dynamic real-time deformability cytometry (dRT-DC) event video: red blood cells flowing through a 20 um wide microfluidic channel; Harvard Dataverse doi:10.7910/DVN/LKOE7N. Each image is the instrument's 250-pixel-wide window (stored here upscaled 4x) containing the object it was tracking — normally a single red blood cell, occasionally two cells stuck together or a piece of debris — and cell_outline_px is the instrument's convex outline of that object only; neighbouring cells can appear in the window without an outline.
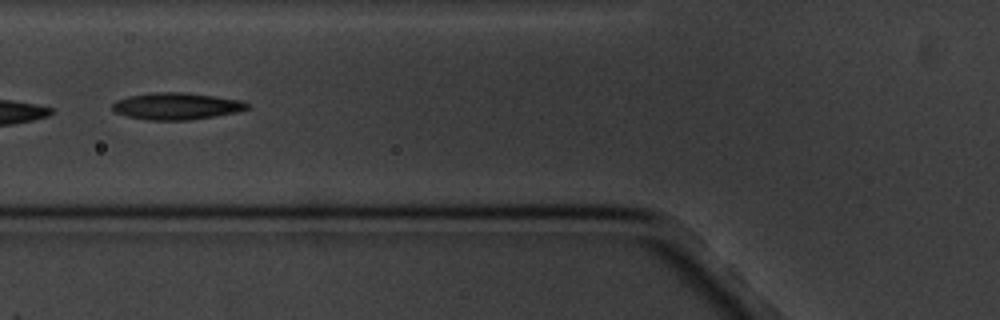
{"species": "common noctule bat (a hibernating species)", "species_latin": "Nyctalus noctula", "temperature_condition": "cold", "stored_images_in_passage": 12, "camera_frame_rate_fps": 3000, "um_per_image_px": 0.085, "animal": {"sex": "male", "body_mass_g": 20.1, "forearm_length_mm": 53.5}, "frame": {"image": 1, "passage_image": 3, "time_ms": 2.333, "image_size_px": [1000, 320], "cell_outline_px": [[248, 108], [236, 112], [188, 120], [148, 120], [128, 116], [116, 112], [112, 108], [112, 104], [116, 100], [128, 96], [152, 92], [184, 92], [244, 100], [248, 104]], "centroid_in_image_um": [14.99, 9.01], "position_along_channel_um": 110.8, "area_um2": 20.98}}
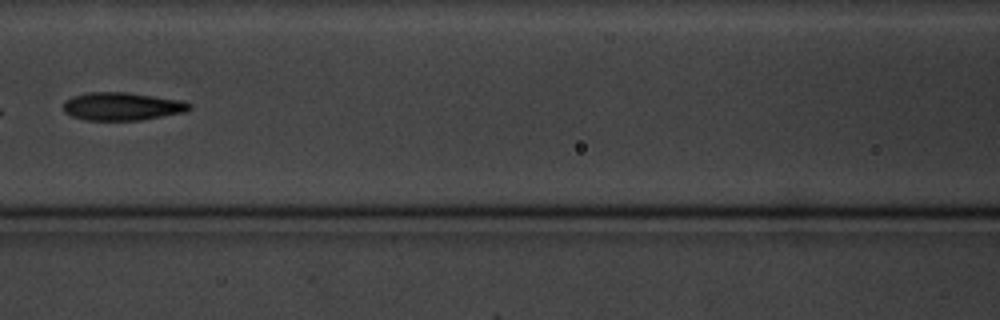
{"frame": {"image": 2, "passage_image": 4, "time_ms": 3.667, "image_size_px": [1000, 320], "cell_outline_px": [[192, 108], [184, 112], [140, 120], [84, 120], [72, 116], [64, 112], [64, 100], [72, 96], [88, 92], [128, 92], [184, 100], [192, 104]], "centroid_in_image_um": [10.39, 9.03], "position_along_channel_um": 156.2, "area_um2": 20.75}}
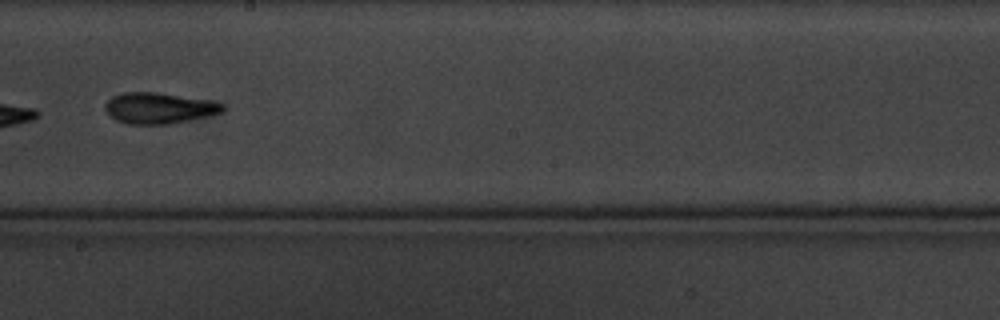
{"frame": {"image": 3, "passage_image": 6, "time_ms": 6.0, "image_size_px": [1000, 320], "cell_outline_px": [[224, 112], [188, 120], [168, 124], [128, 124], [116, 120], [104, 108], [104, 104], [112, 96], [124, 92], [156, 92], [204, 100], [224, 104]], "centroid_in_image_um": [13.47, 9.19], "position_along_channel_um": 234.7, "area_um2": 20.87}, "authors_computed_cell_mechanics": {"area_um2": 20.23, "velocity_mm_per_s": 3.3726, "shape_relaxation_time_tau1_ms": 3.3289, "shape_relaxation_time_tau2_ms": 4.7439, "deformation_change_tau1": 0.1465, "deformation_change_tau2": 0.1048}}